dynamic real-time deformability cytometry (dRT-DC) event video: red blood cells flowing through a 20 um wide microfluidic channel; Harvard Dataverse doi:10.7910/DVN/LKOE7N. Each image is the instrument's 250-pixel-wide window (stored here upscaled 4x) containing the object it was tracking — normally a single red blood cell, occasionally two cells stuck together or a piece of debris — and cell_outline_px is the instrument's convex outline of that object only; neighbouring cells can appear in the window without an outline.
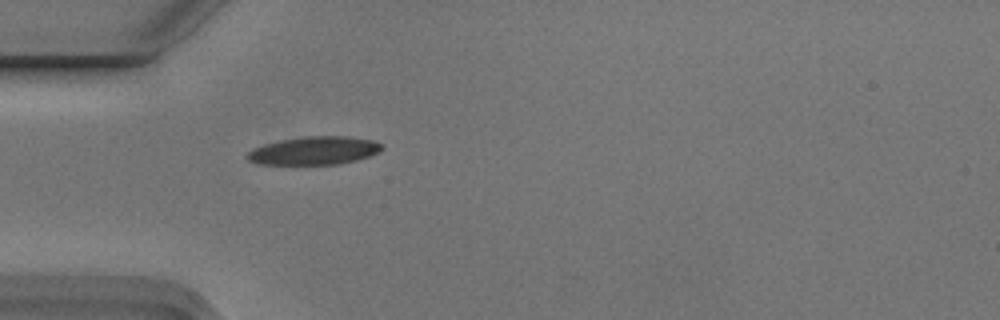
{"species": "Egyptian fruit bat (a non-hibernating species)", "species_latin": "Rousettus aegyptiacus", "temperature_condition": "cold", "stored_images_in_passage": 1, "camera_frame_rate_fps": 3000, "um_per_image_px": 0.085, "animal": {"sex": "male"}, "frame": {"image": 1, "passage_image": 1, "time_ms": 0.0, "image_size_px": [1000, 320], "cell_outline_px": [[384, 148], [368, 156], [356, 160], [336, 164], [260, 164], [248, 160], [244, 156], [252, 148], [264, 144], [280, 140], [304, 136], [344, 136], [372, 140], [380, 144]], "centroid_in_image_um": [26.64, 12.8], "position_along_channel_um": 58.4, "area_um2": 21.91}}